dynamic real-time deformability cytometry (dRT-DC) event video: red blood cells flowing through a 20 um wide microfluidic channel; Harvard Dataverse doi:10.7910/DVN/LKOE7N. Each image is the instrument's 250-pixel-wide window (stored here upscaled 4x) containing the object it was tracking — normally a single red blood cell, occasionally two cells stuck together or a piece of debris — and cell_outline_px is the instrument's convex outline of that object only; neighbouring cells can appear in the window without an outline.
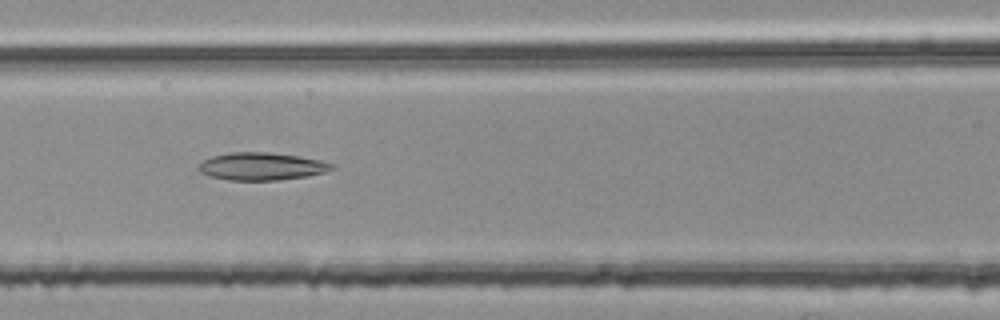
{"species": "common noctule bat (a hibernating species)", "species_latin": "Nyctalus noctula", "temperature_condition": "room temperature", "stored_images_in_passage": 44, "camera_frame_rate_fps": 3000, "um_per_image_px": 0.085, "animal": {"sex": "female", "body_mass_g": 25.1}, "frame": {"image": 1, "passage_image": 12, "time_ms": 3.667, "image_size_px": [1000, 320], "cell_outline_px": [[336, 168], [324, 172], [308, 176], [276, 180], [228, 180], [212, 176], [200, 172], [196, 168], [204, 160], [212, 156], [232, 152], [268, 152], [300, 156], [320, 160], [332, 164]], "centroid_in_image_um": [22.24, 14.14], "position_along_channel_um": 144.4, "area_um2": 21.33}}
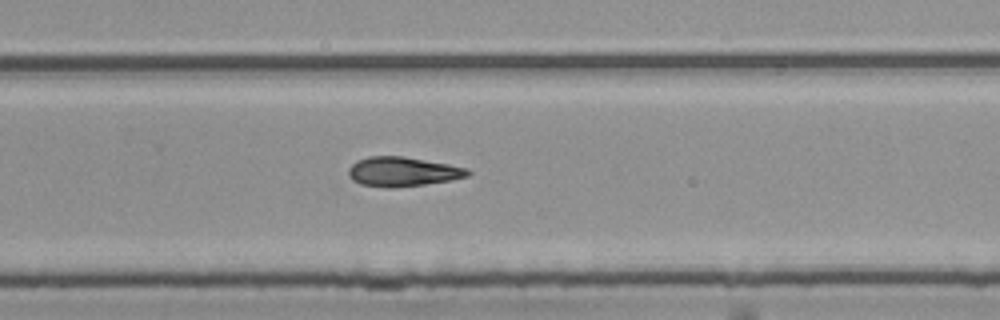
{"frame": {"image": 2, "passage_image": 24, "time_ms": 7.667, "image_size_px": [1000, 320], "cell_outline_px": [[472, 172], [468, 176], [452, 180], [424, 184], [392, 188], [388, 188], [360, 184], [352, 180], [348, 176], [348, 168], [356, 160], [368, 156], [404, 156], [448, 164], [468, 168]], "centroid_in_image_um": [34.21, 14.59], "position_along_channel_um": 295.6, "area_um2": 20.63}}
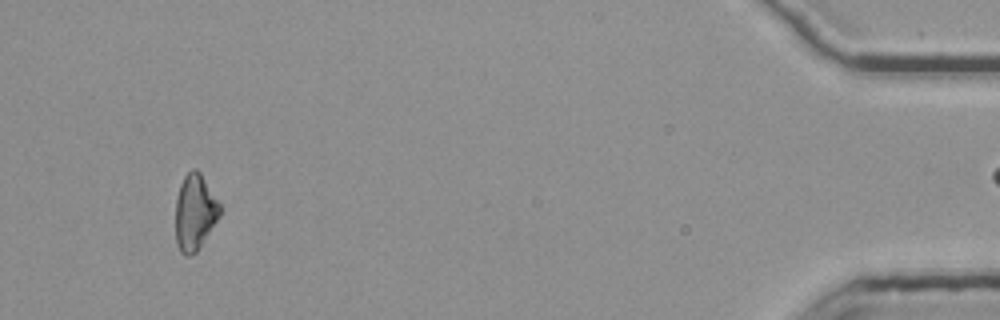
{"frame": {"image": 3, "passage_image": 40, "time_ms": 13.0, "image_size_px": [1000, 320], "cell_outline_px": [[220, 216], [196, 252], [188, 256], [184, 256], [180, 252], [176, 244], [176, 196], [180, 184], [184, 176], [192, 168], [196, 168], [200, 172], [220, 204]], "centroid_in_image_um": [16.54, 18.04], "position_along_channel_um": 418.7, "area_um2": 19.59}}